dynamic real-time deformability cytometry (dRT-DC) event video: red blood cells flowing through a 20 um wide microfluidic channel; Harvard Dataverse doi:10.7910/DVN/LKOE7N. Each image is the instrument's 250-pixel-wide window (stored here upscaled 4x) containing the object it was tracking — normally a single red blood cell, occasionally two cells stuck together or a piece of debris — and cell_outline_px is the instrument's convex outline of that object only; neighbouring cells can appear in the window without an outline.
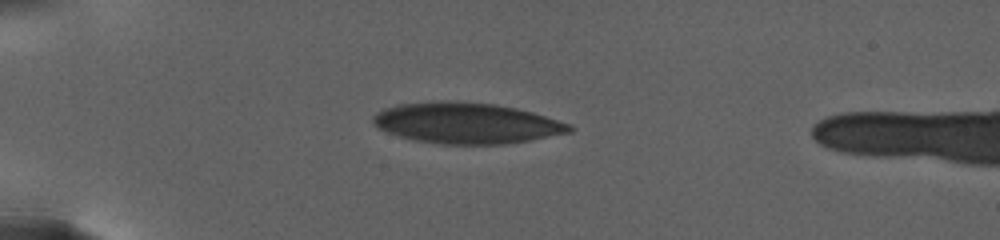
{"species": "human", "species_latin": "Homo sapiens", "temperature_condition": "warm", "stored_images_in_passage": 12, "camera_frame_rate_fps": 3000, "um_per_image_px": 0.085, "donor": {"sex": "female"}, "frame": {"image": 1, "passage_image": 1, "time_ms": 0.0, "image_size_px": [1000, 240], "cell_outline_px": [[572, 132], [528, 140], [504, 144], [444, 144], [420, 140], [388, 132], [380, 128], [372, 120], [372, 116], [384, 108], [404, 104], [440, 100], [448, 100], [496, 104], [516, 108], [532, 112], [568, 124], [572, 128]], "centroid_in_image_um": [39.67, 10.45], "position_along_channel_um": 45.3, "area_um2": 45.95}}